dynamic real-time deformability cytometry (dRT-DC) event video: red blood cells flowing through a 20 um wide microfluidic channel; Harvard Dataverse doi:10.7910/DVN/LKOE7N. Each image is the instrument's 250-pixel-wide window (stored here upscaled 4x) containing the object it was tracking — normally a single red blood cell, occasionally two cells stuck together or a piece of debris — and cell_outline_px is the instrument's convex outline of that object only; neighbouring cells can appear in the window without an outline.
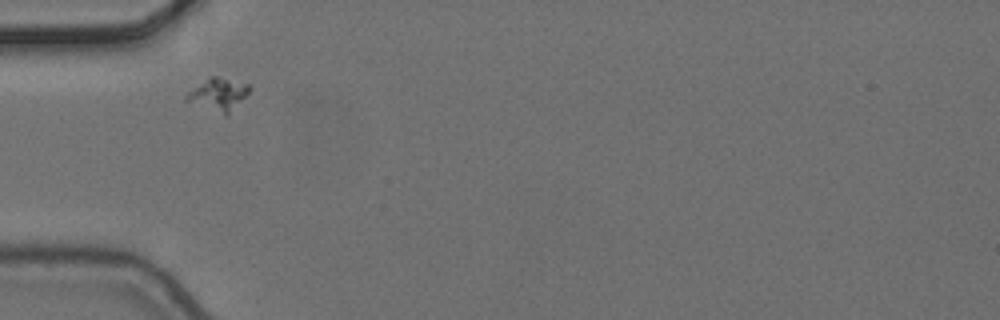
{"species": "common noctule bat (a hibernating species)", "species_latin": "Nyctalus noctula", "temperature_condition": "cold", "stored_images_in_passage": 4, "camera_frame_rate_fps": 3000, "um_per_image_px": 0.085, "animal": {"sex": "female", "body_mass_g": 24.6, "forearm_length_mm": 56.2}, "frame": {"image": 1, "passage_image": 1, "time_ms": 0.0, "image_size_px": [1000, 320], "cell_outline_px": [[252, 88], [228, 116], [224, 116], [184, 100], [184, 96], [188, 92], [208, 76], [216, 76], [248, 84]], "centroid_in_image_um": [18.54, 8.04], "position_along_channel_um": 66.5, "area_um2": 12.02}}
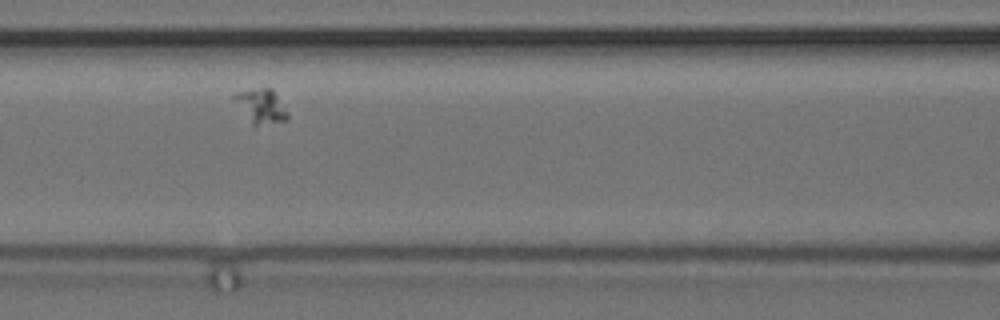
{"frame": {"image": 2, "passage_image": 3, "time_ms": 0.667, "image_size_px": [1000, 320], "cell_outline_px": [[288, 116], [284, 120], [256, 124], [252, 124], [232, 96], [236, 92], [264, 88], [272, 88], [288, 112]], "centroid_in_image_um": [22.2, 8.98], "position_along_channel_um": 144.4, "area_um2": 10.0}}
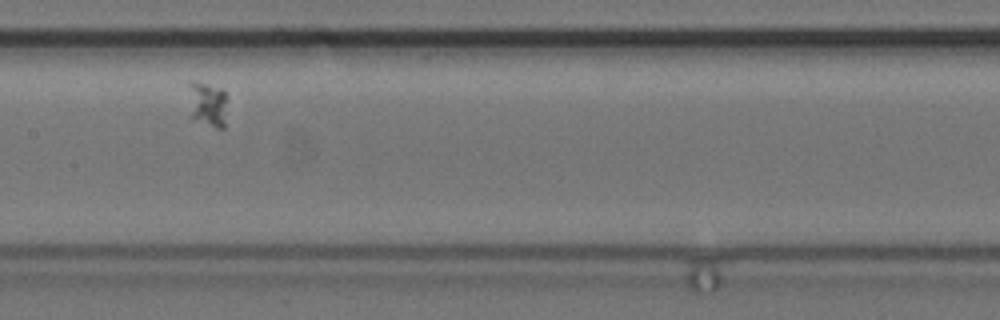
{"frame": {"image": 3, "passage_image": 4, "time_ms": 1.0, "image_size_px": [1000, 320], "cell_outline_px": [[228, 100], [224, 128], [216, 128], [192, 120], [188, 116], [188, 84], [192, 80], [220, 88], [228, 96]], "centroid_in_image_um": [17.61, 8.88], "position_along_channel_um": 189.8, "area_um2": 10.92}}